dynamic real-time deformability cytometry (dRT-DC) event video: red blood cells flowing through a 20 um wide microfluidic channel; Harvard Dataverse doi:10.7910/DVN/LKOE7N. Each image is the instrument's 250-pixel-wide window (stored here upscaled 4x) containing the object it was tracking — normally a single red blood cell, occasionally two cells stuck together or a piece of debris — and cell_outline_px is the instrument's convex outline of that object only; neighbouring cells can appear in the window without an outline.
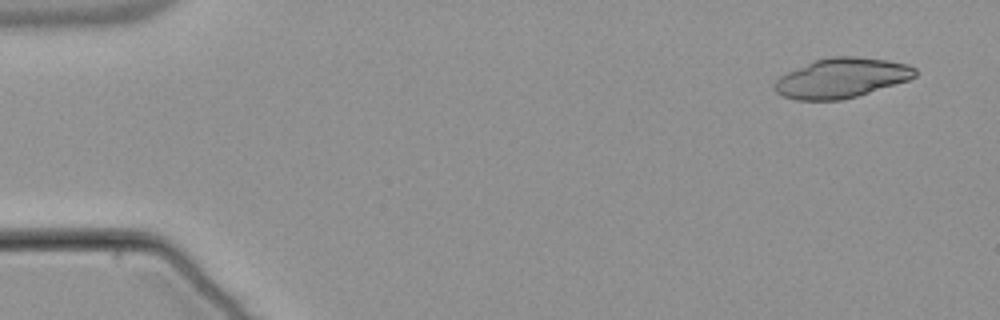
{"species": "common noctule bat (a hibernating species)", "species_latin": "Nyctalus noctula", "temperature_condition": "warm", "stored_images_in_passage": 14, "camera_frame_rate_fps": 3000, "um_per_image_px": 0.085, "animal": {"sex": "male", "body_mass_g": 21.5, "forearm_length_mm": 52.0}, "frame": {"image": 1, "passage_image": 3, "time_ms": 0.667, "image_size_px": [1000, 320], "cell_outline_px": [[916, 76], [908, 80], [856, 96], [840, 100], [796, 100], [784, 96], [776, 92], [772, 88], [776, 80], [780, 76], [788, 72], [816, 60], [832, 56], [856, 56], [888, 60], [908, 64], [916, 68]], "centroid_in_image_um": [71.53, 6.63], "position_along_channel_um": 13.5, "area_um2": 32.31}}